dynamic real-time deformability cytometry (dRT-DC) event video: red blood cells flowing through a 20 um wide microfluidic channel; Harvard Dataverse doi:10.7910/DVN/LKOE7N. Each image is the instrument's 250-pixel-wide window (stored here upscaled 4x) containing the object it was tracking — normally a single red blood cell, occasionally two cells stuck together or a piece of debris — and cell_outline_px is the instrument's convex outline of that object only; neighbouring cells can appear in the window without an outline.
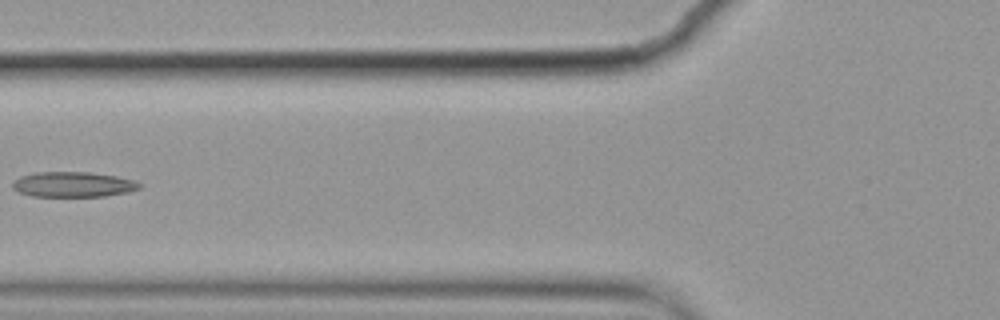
{"species": "common noctule bat (a hibernating species)", "species_latin": "Nyctalus noctula", "temperature_condition": "cold", "stored_images_in_passage": 10, "segment_of_instrument_passage": [2, 2], "camera_frame_rate_fps": 3000, "um_per_image_px": 0.085, "animal": {"sex": "female", "body_mass_g": 19.9}, "frame": {"image": 1, "passage_image": 7, "time_ms": 2.0, "image_size_px": [1000, 320], "cell_outline_px": [[140, 188], [128, 192], [104, 196], [32, 196], [20, 192], [12, 188], [12, 184], [20, 176], [36, 172], [88, 172], [116, 176], [136, 180], [140, 184]], "centroid_in_image_um": [6.23, 15.67], "position_along_channel_um": 119.6, "area_um2": 18.55}}
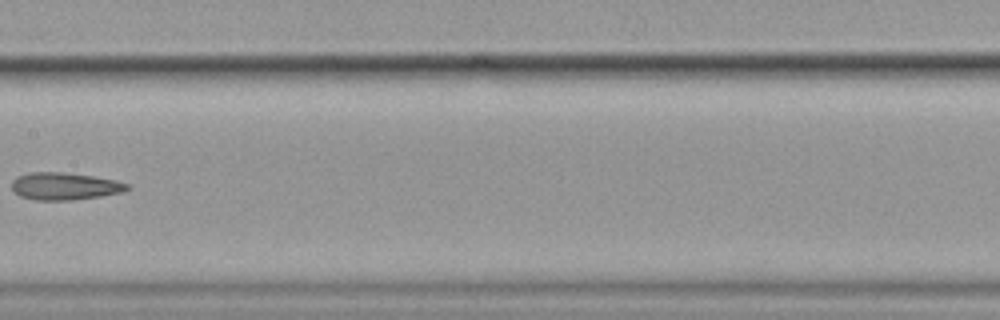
{"frame": {"image": 2, "passage_image": 9, "time_ms": 2.667, "image_size_px": [1000, 320], "cell_outline_px": [[132, 188], [124, 192], [100, 196], [72, 200], [36, 200], [20, 196], [12, 188], [12, 180], [16, 176], [28, 172], [60, 172], [92, 176], [116, 180], [128, 184]], "centroid_in_image_um": [5.51, 15.82], "position_along_channel_um": 201.9, "area_um2": 18.44}}
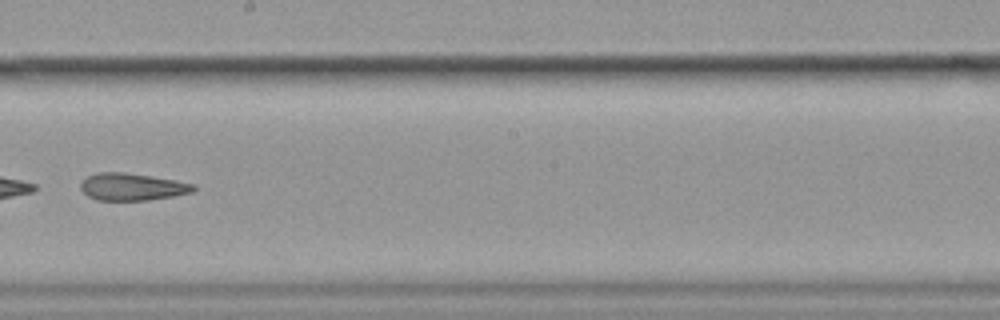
{"frame": {"image": 3, "passage_image": 10, "time_ms": 3.0, "image_size_px": [1000, 320], "cell_outline_px": [[196, 188], [192, 192], [172, 196], [148, 200], [96, 200], [88, 196], [80, 188], [80, 180], [96, 172], [124, 172], [176, 180], [196, 184]], "centroid_in_image_um": [11.21, 15.87], "position_along_channel_um": 237.0, "area_um2": 17.98}}